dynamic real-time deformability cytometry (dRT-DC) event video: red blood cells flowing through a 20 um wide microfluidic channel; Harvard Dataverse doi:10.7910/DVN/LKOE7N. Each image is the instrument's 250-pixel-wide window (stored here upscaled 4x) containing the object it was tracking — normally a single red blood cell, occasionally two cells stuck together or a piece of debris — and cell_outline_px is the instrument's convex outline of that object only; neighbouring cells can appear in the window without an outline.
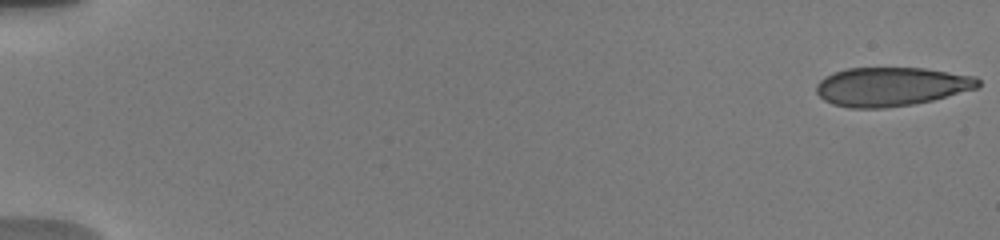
{"species": "human", "species_latin": "Homo sapiens", "temperature_condition": "warm", "stored_images_in_passage": 32, "camera_frame_rate_fps": 3000, "um_per_image_px": 0.085, "donor": {"sex": "male"}, "frame": {"image": 1, "passage_image": 1, "time_ms": 0.0, "image_size_px": [1000, 240], "cell_outline_px": [[980, 84], [976, 88], [932, 100], [912, 104], [884, 108], [848, 108], [832, 104], [824, 100], [816, 92], [816, 84], [824, 76], [844, 68], [924, 68], [976, 76], [980, 80]], "centroid_in_image_um": [75.71, 7.36], "position_along_channel_um": 9.3, "area_um2": 36.7}}
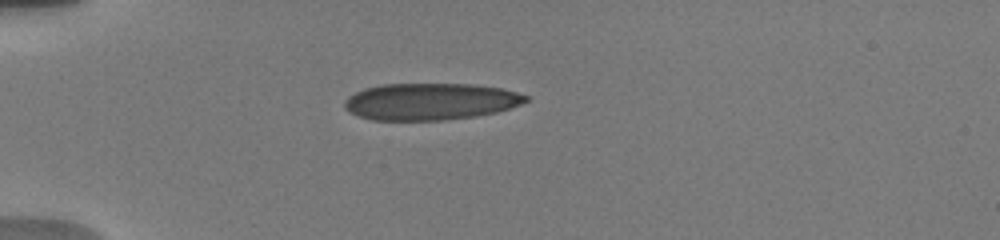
{"frame": {"image": 2, "passage_image": 27, "time_ms": 5.0, "image_size_px": [1000, 240], "cell_outline_px": [[528, 100], [520, 104], [496, 112], [476, 116], [444, 120], [372, 120], [348, 112], [344, 108], [344, 100], [348, 96], [364, 88], [380, 84], [472, 84], [500, 88], [516, 92], [528, 96]], "centroid_in_image_um": [36.53, 8.63], "position_along_channel_um": 48.5, "area_um2": 38.9}}